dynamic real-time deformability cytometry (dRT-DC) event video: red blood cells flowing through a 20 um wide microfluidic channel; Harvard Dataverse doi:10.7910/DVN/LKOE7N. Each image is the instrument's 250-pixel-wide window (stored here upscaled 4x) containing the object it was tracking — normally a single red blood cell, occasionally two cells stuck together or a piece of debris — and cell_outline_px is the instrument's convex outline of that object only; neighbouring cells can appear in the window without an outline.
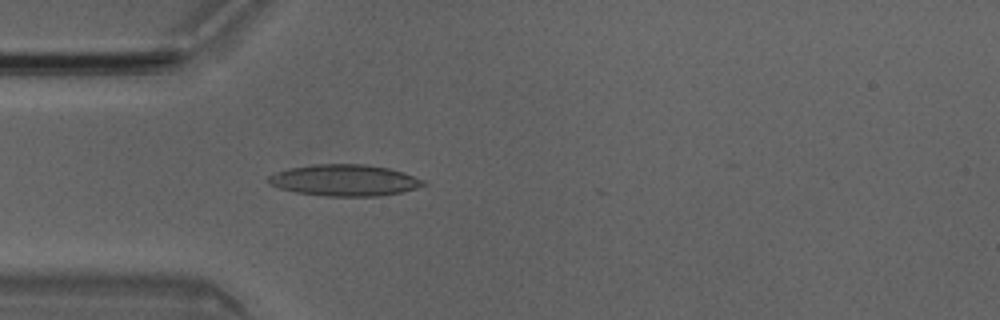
{"species": "Egyptian fruit bat (a non-hibernating species)", "species_latin": "Rousettus aegyptiacus", "temperature_condition": "room temperature", "stored_images_in_passage": 2, "camera_frame_rate_fps": 3000, "um_per_image_px": 0.085, "animal": {"sex": "male"}, "frame": {"image": 1, "passage_image": 2, "time_ms": 0.333, "image_size_px": [1000, 320], "cell_outline_px": [[428, 184], [416, 188], [400, 192], [380, 196], [324, 196], [296, 192], [280, 188], [268, 184], [268, 176], [288, 168], [312, 164], [364, 164], [388, 168], [424, 180]], "centroid_in_image_um": [29.26, 15.32], "position_along_channel_um": 55.7, "area_um2": 28.21}}